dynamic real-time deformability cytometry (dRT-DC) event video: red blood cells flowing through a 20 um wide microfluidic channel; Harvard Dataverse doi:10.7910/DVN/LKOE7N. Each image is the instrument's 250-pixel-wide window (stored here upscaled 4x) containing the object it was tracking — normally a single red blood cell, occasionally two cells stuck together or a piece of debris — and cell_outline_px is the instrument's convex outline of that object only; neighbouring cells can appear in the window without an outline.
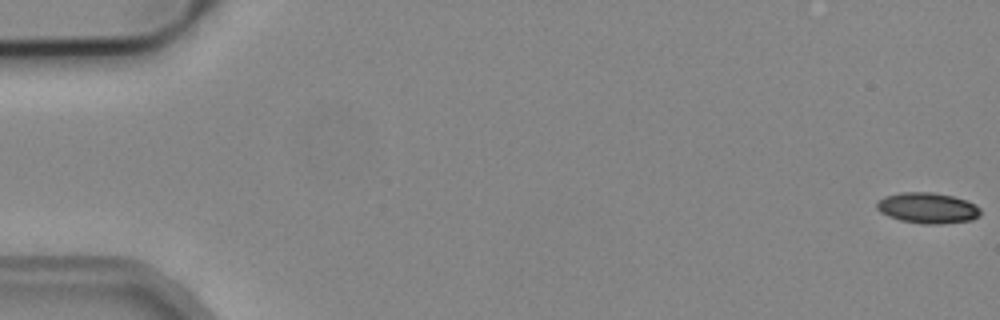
{"species": "common noctule bat (a hibernating species)", "species_latin": "Nyctalus noctula", "temperature_condition": "cold", "stored_images_in_passage": 5, "camera_frame_rate_fps": 3000, "um_per_image_px": 0.085, "animal": {"sex": "male", "body_mass_g": 19.2, "forearm_length_mm": 51.8}, "frame": {"image": 1, "passage_image": 1, "time_ms": 0.0, "image_size_px": [1000, 320], "cell_outline_px": [[980, 216], [972, 220], [940, 224], [924, 224], [900, 220], [888, 216], [880, 212], [876, 208], [876, 204], [884, 196], [900, 192], [932, 192], [952, 196], [976, 204], [980, 208]], "centroid_in_image_um": [78.84, 17.68], "position_along_channel_um": 6.2, "area_um2": 18.61}}
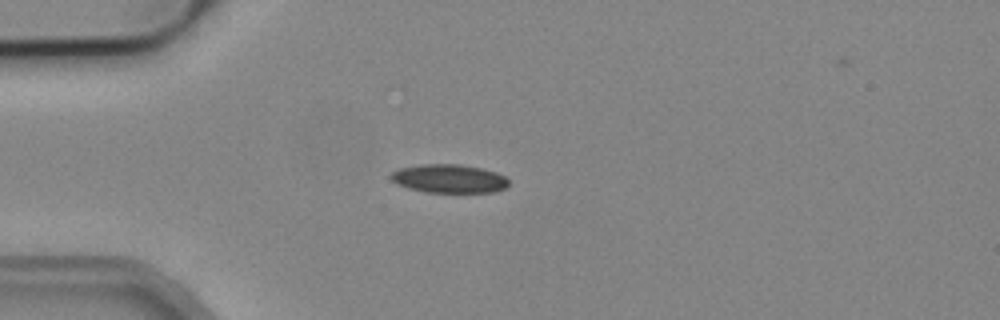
{"frame": {"image": 2, "passage_image": 5, "time_ms": 1.333, "image_size_px": [1000, 320], "cell_outline_px": [[508, 184], [504, 188], [496, 192], [424, 192], [408, 188], [396, 184], [388, 176], [392, 172], [400, 168], [420, 164], [460, 164], [480, 168], [496, 172], [504, 176], [508, 180]], "centroid_in_image_um": [38.14, 15.18], "position_along_channel_um": 46.9, "area_um2": 19.65}}